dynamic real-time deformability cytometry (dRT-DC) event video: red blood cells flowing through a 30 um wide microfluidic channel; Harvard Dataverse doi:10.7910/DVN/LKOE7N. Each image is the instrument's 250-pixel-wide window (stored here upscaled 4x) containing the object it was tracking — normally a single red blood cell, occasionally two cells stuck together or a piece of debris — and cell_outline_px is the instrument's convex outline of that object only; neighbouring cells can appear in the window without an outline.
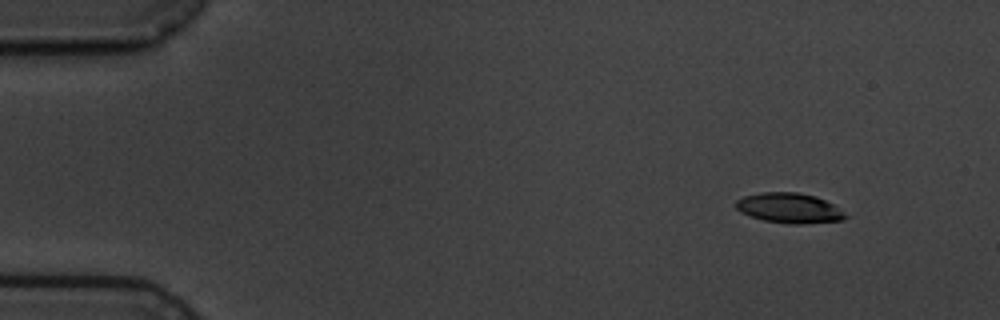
{"species": "common noctule bat (a hibernating species)", "species_latin": "Nyctalus noctula", "temperature_condition": "cold", "stored_images_in_passage": 4, "camera_frame_rate_fps": 3000, "um_per_image_px": 0.085, "animal": {"sex": "male", "body_mass_g": 19.5, "forearm_length_mm": 54.6}, "frame": {"image": 1, "passage_image": 1, "time_ms": 0.0, "image_size_px": [1000, 320], "cell_outline_px": [[848, 216], [840, 220], [800, 224], [788, 224], [764, 220], [740, 212], [736, 208], [736, 200], [744, 196], [760, 192], [796, 192], [816, 196], [832, 204]], "centroid_in_image_um": [67.05, 17.68], "position_along_channel_um": 18.0, "area_um2": 18.96}}
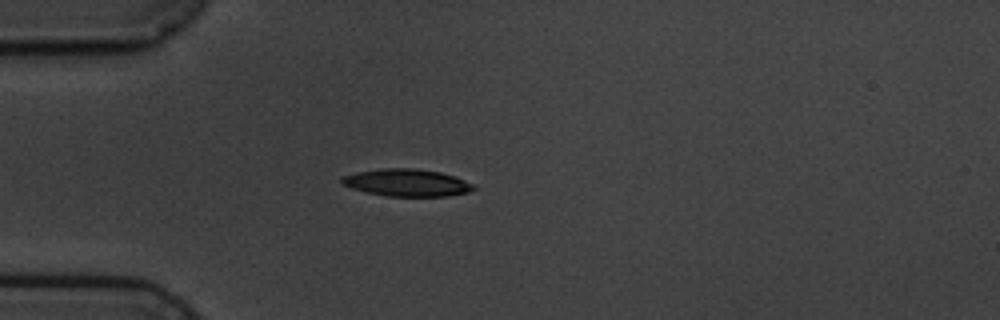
{"frame": {"image": 2, "passage_image": 4, "time_ms": 3.333, "image_size_px": [1000, 320], "cell_outline_px": [[476, 188], [468, 192], [448, 196], [388, 196], [368, 192], [352, 188], [344, 184], [340, 180], [340, 176], [356, 172], [384, 168], [416, 168], [440, 172], [456, 176], [472, 184]], "centroid_in_image_um": [34.59, 15.52], "position_along_channel_um": 50.4, "area_um2": 20.87}}